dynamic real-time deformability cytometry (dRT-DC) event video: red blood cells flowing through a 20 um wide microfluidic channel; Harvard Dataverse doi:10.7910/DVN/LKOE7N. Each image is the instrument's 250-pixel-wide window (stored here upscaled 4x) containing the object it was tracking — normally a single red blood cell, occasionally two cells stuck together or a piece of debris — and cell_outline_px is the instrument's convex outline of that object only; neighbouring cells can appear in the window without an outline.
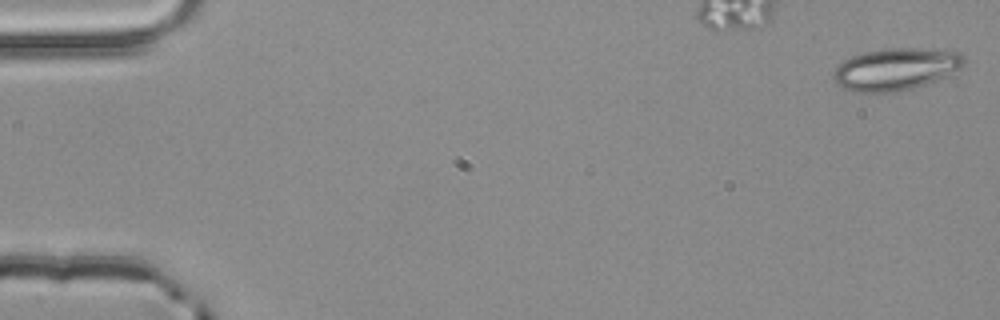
{"species": "common noctule bat (a hibernating species)", "species_latin": "Nyctalus noctula", "temperature_condition": "room temperature", "stored_images_in_passage": 5, "camera_frame_rate_fps": 3000, "um_per_image_px": 0.085, "animal": {"sex": "male", "body_mass_g": 20.4}, "frame": {"image": 1, "passage_image": 1, "time_ms": 0.0, "image_size_px": [1000, 320], "cell_outline_px": [[968, 60], [960, 68], [936, 80], [912, 88], [896, 92], [856, 92], [844, 88], [836, 84], [832, 80], [832, 72], [836, 64], [852, 56], [864, 52], [888, 48], [920, 48], [960, 52]], "centroid_in_image_um": [76.09, 5.87], "position_along_channel_um": 8.9, "area_um2": 32.19}}